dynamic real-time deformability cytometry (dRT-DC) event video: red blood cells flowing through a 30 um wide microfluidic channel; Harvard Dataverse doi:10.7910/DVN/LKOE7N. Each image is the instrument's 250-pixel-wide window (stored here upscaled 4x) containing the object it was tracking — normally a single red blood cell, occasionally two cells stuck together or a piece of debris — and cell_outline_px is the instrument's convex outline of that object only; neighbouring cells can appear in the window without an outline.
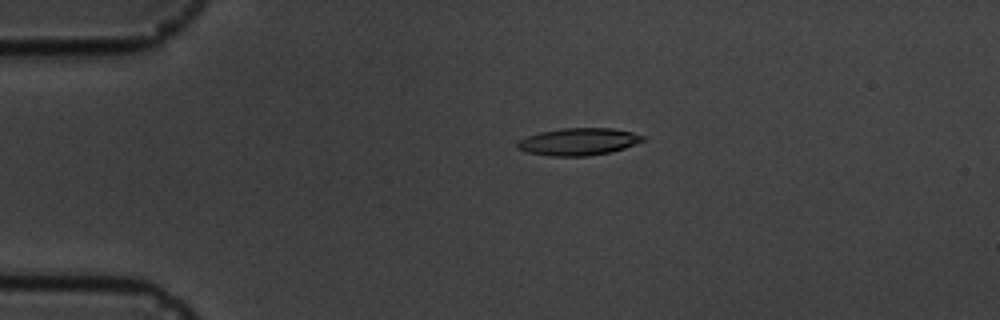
{"species": "common noctule bat (a hibernating species)", "species_latin": "Nyctalus noctula", "temperature_condition": "cold", "stored_images_in_passage": 7, "camera_frame_rate_fps": 3000, "um_per_image_px": 0.085, "animal": {"sex": "male", "body_mass_g": 19.5, "forearm_length_mm": 54.6}, "frame": {"image": 1, "passage_image": 4, "time_ms": 3.667, "image_size_px": [1000, 320], "cell_outline_px": [[644, 140], [624, 148], [612, 152], [588, 156], [552, 156], [528, 152], [516, 148], [516, 144], [520, 140], [528, 136], [540, 132], [564, 128], [612, 128], [632, 132], [644, 136]], "centroid_in_image_um": [49.18, 12.04], "position_along_channel_um": 35.8, "area_um2": 19.77}}
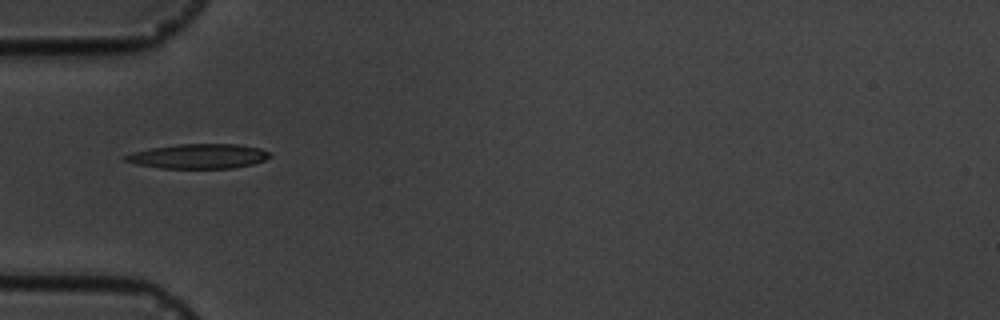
{"frame": {"image": 2, "passage_image": 6, "time_ms": 5.667, "image_size_px": [1000, 320], "cell_outline_px": [[272, 156], [264, 160], [252, 164], [232, 168], [160, 168], [136, 164], [124, 160], [120, 156], [132, 152], [148, 148], [176, 144], [236, 144], [260, 148], [268, 152]], "centroid_in_image_um": [16.81, 13.27], "position_along_channel_um": 68.2, "area_um2": 20.87}}
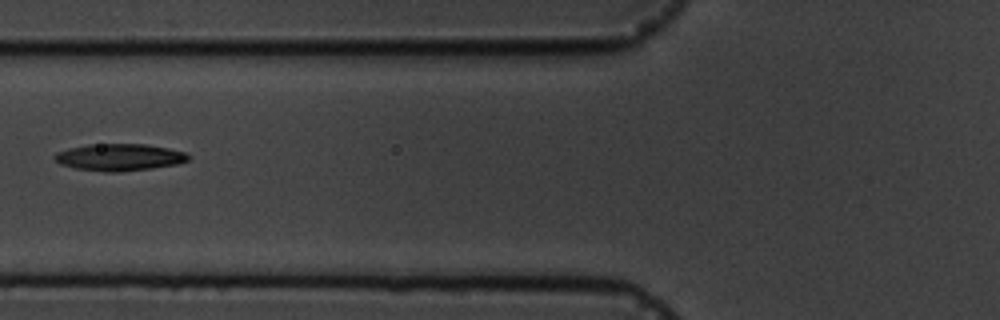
{"frame": {"image": 3, "passage_image": 7, "time_ms": 7.0, "image_size_px": [1000, 320], "cell_outline_px": [[188, 160], [176, 164], [152, 168], [120, 172], [104, 172], [76, 168], [60, 164], [52, 156], [56, 152], [68, 148], [88, 144], [144, 144], [168, 148], [184, 152], [188, 156]], "centroid_in_image_um": [10.1, 13.36], "position_along_channel_um": 115.7, "area_um2": 20.92}}